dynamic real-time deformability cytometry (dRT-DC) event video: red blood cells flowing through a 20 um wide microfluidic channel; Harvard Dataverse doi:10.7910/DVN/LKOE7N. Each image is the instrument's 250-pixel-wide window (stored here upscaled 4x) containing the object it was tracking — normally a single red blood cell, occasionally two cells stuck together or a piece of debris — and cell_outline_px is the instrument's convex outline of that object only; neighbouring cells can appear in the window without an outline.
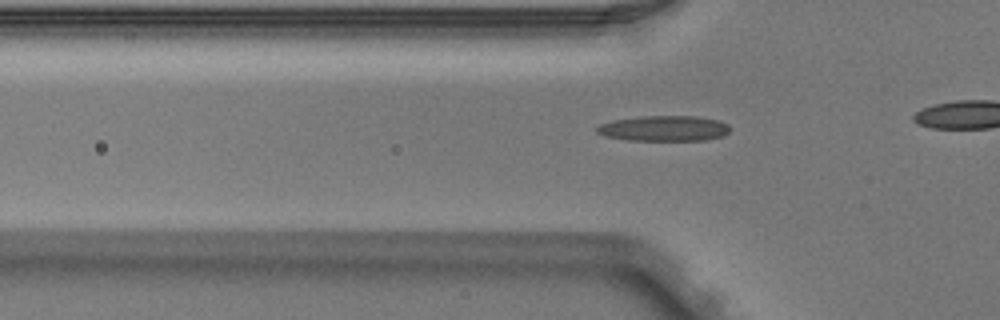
{"species": "Egyptian fruit bat (a non-hibernating species)", "species_latin": "Rousettus aegyptiacus", "temperature_condition": "warm", "stored_images_in_passage": 4, "camera_frame_rate_fps": 3000, "um_per_image_px": 0.085, "animal": {"sex": "male"}, "frame": {"image": 1, "passage_image": 4, "time_ms": 1.0, "image_size_px": [1000, 320], "cell_outline_px": [[732, 128], [724, 136], [704, 140], [628, 140], [604, 136], [596, 132], [596, 128], [600, 124], [612, 120], [644, 116], [696, 116], [720, 120], [728, 124]], "centroid_in_image_um": [56.47, 10.91], "position_along_channel_um": 69.3, "area_um2": 19.88}}